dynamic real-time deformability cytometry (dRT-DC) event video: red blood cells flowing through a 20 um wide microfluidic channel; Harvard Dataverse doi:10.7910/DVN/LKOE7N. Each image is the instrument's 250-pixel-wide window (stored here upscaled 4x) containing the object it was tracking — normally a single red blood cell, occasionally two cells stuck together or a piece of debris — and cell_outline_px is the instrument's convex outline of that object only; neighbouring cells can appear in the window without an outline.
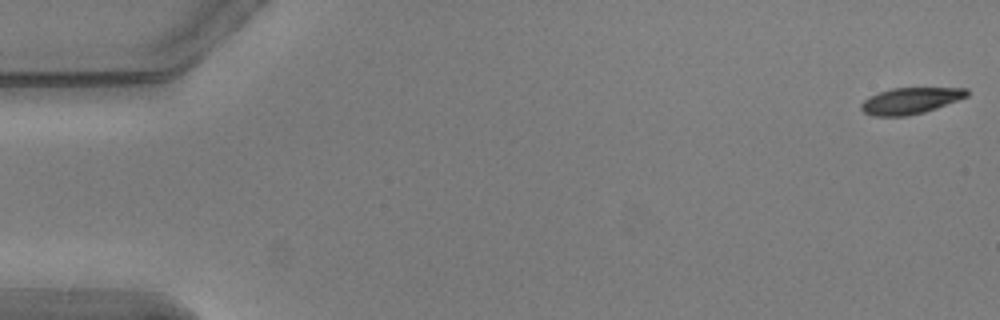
{"species": "common noctule bat (a hibernating species)", "species_latin": "Nyctalus noctula", "temperature_condition": "warm", "stored_images_in_passage": 13, "camera_frame_rate_fps": 3000, "um_per_image_px": 0.085, "animal": {"sex": "male", "body_mass_g": 20.5, "forearm_length_mm": 52.5}, "frame": {"image": 1, "passage_image": 1, "time_ms": 0.0, "image_size_px": [1000, 320], "cell_outline_px": [[968, 96], [936, 108], [924, 112], [908, 116], [872, 116], [864, 112], [860, 108], [860, 104], [864, 100], [880, 92], [892, 88], [968, 88]], "centroid_in_image_um": [77.38, 8.57], "position_along_channel_um": 7.6, "area_um2": 16.07}}